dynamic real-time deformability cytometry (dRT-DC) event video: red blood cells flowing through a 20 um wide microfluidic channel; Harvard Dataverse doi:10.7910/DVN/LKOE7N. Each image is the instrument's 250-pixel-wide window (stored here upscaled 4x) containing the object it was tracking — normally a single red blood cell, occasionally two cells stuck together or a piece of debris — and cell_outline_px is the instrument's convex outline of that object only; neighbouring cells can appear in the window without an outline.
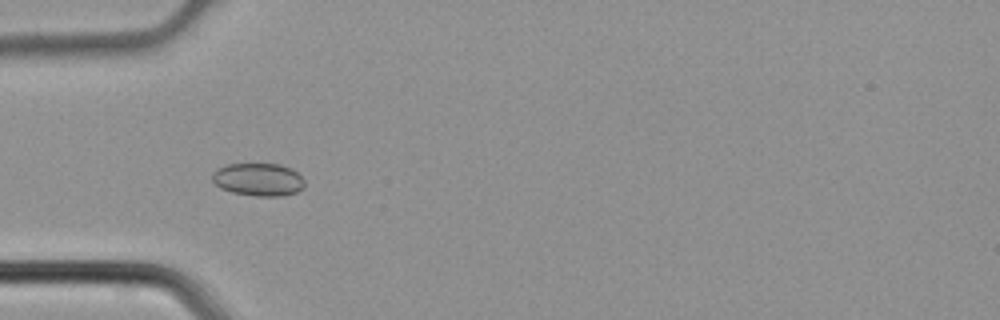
{"species": "common noctule bat (a hibernating species)", "species_latin": "Nyctalus noctula", "temperature_condition": "cold", "stored_images_in_passage": 44, "camera_frame_rate_fps": 3000, "um_per_image_px": 0.085, "animal": {"sex": "male", "body_mass_g": 21.5, "forearm_length_mm": 52.0}, "frame": {"image": 1, "passage_image": 13, "time_ms": 4.0, "image_size_px": [1000, 320], "cell_outline_px": [[304, 188], [296, 192], [284, 196], [256, 196], [232, 192], [220, 188], [212, 180], [212, 172], [216, 168], [228, 164], [280, 164], [292, 168], [304, 180]], "centroid_in_image_um": [21.96, 15.26], "position_along_channel_um": 63.0, "area_um2": 17.8}}
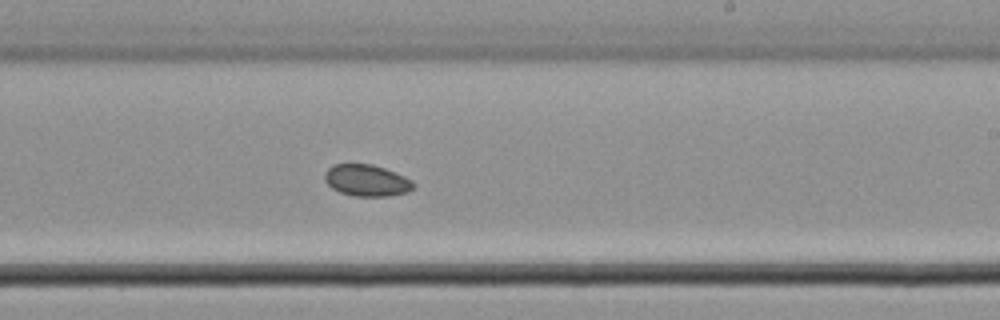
{"frame": {"image": 2, "passage_image": 26, "time_ms": 8.333, "image_size_px": [1000, 320], "cell_outline_px": [[416, 184], [408, 192], [388, 196], [352, 196], [340, 192], [332, 188], [324, 180], [324, 172], [332, 164], [372, 164], [384, 168], [404, 176], [412, 180]], "centroid_in_image_um": [31.15, 15.33], "position_along_channel_um": 257.9, "area_um2": 16.42}}
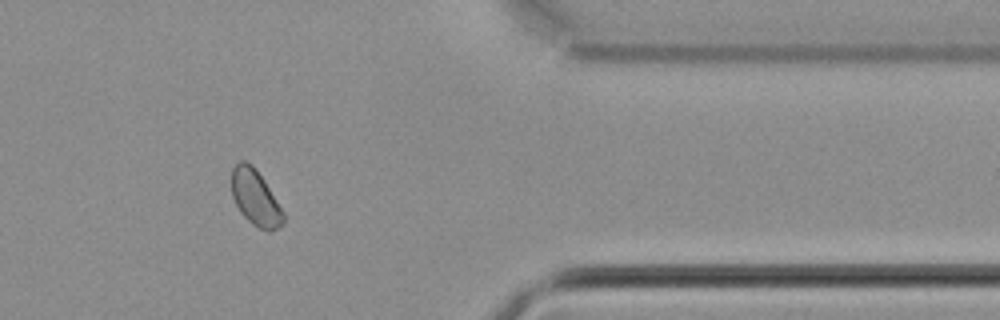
{"frame": {"image": 3, "passage_image": 36, "time_ms": 11.667, "image_size_px": [1000, 320], "cell_outline_px": [[284, 220], [272, 232], [268, 232], [252, 224], [240, 212], [232, 196], [232, 168], [240, 160], [244, 160], [252, 164], [256, 168], [264, 180], [284, 212]], "centroid_in_image_um": [21.7, 16.79], "position_along_channel_um": 389.7, "area_um2": 16.7}}